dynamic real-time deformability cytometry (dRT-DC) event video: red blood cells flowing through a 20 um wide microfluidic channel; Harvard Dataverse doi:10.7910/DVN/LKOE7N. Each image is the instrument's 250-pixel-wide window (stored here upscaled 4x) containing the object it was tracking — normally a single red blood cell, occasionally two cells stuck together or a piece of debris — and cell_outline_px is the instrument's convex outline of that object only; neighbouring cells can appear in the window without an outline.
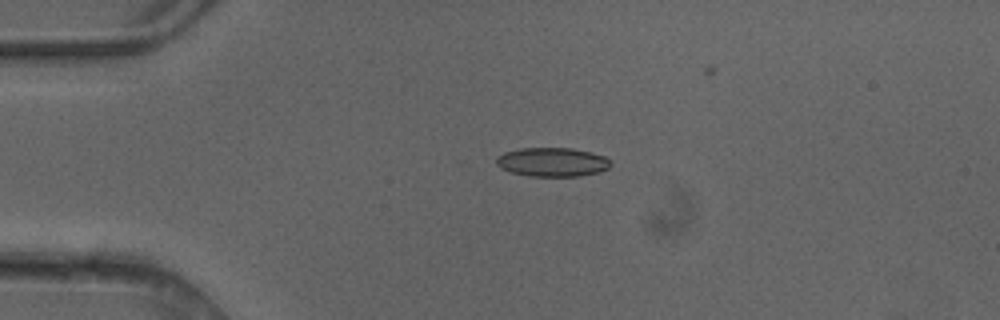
{"species": "common noctule bat (a hibernating species)", "species_latin": "Nyctalus noctula", "temperature_condition": "cold", "stored_images_in_passage": 4, "camera_frame_rate_fps": 3000, "um_per_image_px": 0.085, "animal": {"sex": "female"}, "frame": {"image": 1, "passage_image": 3, "time_ms": 0.667, "image_size_px": [1000, 320], "cell_outline_px": [[612, 164], [608, 168], [596, 172], [576, 176], [528, 176], [512, 172], [500, 168], [496, 164], [496, 156], [504, 152], [520, 148], [572, 148], [592, 152], [604, 156]], "centroid_in_image_um": [46.9, 13.76], "position_along_channel_um": 38.1, "area_um2": 19.25}}